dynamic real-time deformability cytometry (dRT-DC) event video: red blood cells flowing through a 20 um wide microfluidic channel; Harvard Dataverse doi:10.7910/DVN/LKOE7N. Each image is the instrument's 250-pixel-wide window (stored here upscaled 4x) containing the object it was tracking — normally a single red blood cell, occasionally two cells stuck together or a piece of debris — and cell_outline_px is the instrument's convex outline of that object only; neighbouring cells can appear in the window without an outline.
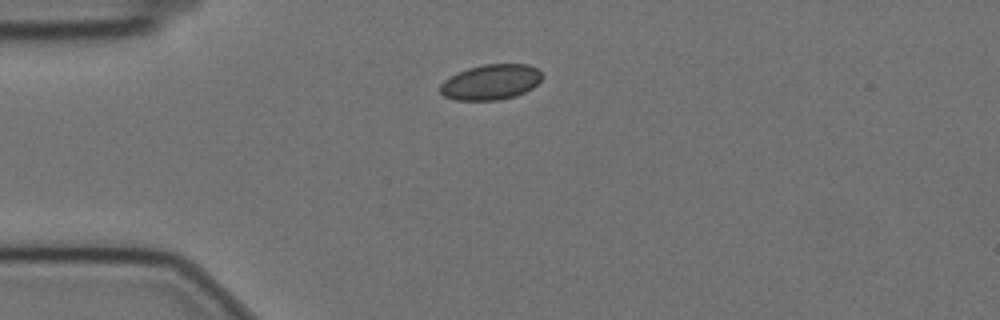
{"species": "Egyptian fruit bat (a non-hibernating species)", "species_latin": "Rousettus aegyptiacus", "temperature_condition": "cold", "stored_images_in_passage": 45, "camera_frame_rate_fps": 3000, "um_per_image_px": 0.085, "animal": {"sex": "female"}, "frame": {"image": 1, "passage_image": 1, "time_ms": 0.0, "image_size_px": [1000, 320], "cell_outline_px": [[544, 76], [532, 88], [524, 92], [500, 100], [456, 100], [444, 96], [440, 92], [440, 84], [444, 80], [456, 72], [468, 68], [484, 64], [528, 64], [536, 68]], "centroid_in_image_um": [41.7, 6.97], "position_along_channel_um": 43.3, "area_um2": 20.98}}
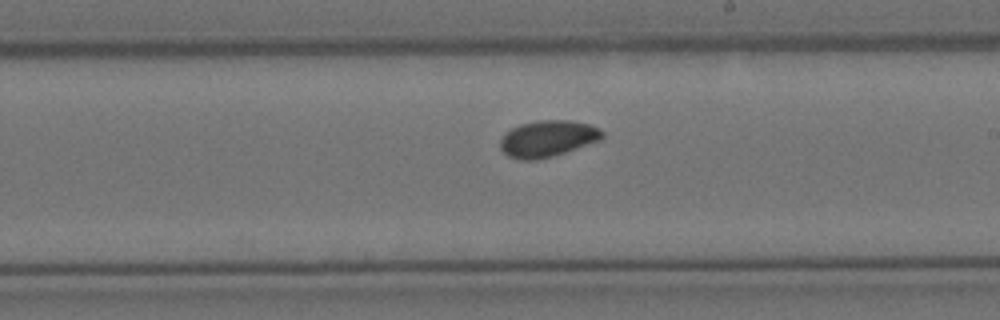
{"frame": {"image": 2, "passage_image": 20, "time_ms": 6.333, "image_size_px": [1000, 320], "cell_outline_px": [[604, 136], [600, 140], [552, 156], [536, 160], [520, 160], [508, 156], [500, 148], [500, 140], [504, 132], [520, 124], [540, 120], [572, 120], [588, 124], [600, 128], [604, 132]], "centroid_in_image_um": [46.53, 11.77], "position_along_channel_um": 242.5, "area_um2": 21.68}}
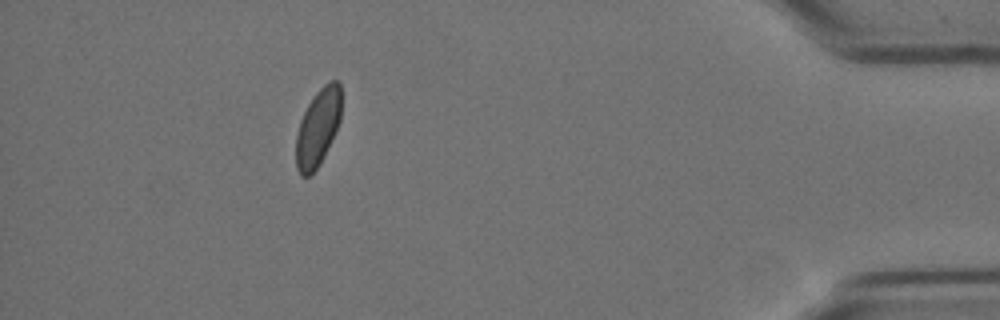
{"frame": {"image": 3, "passage_image": 39, "time_ms": 12.667, "image_size_px": [1000, 320], "cell_outline_px": [[340, 120], [324, 156], [316, 168], [308, 176], [300, 176], [296, 168], [296, 136], [300, 120], [308, 104], [316, 92], [328, 80], [336, 80], [340, 84]], "centroid_in_image_um": [27.0, 10.83], "position_along_channel_um": 408.2, "area_um2": 20.11}, "authors_computed_cell_mechanics": {"area_um2": 20.9814, "velocity_mm_per_s": 3.4799, "shape_relaxation_time_tau1_ms": 2.8484, "shape_relaxation_time_tau2_ms": 3.1209, "deformation_change_tau1": 0.0454, "deformation_change_tau2": 0.0417}}